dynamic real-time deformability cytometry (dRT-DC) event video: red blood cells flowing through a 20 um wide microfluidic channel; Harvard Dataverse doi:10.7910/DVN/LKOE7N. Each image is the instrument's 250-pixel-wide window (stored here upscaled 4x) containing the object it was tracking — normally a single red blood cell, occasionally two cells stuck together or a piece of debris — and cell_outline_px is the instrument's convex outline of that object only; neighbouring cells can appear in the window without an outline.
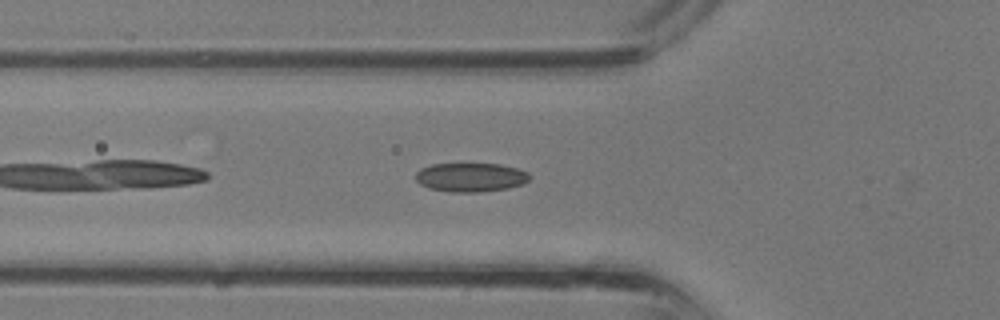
{"species": "common noctule bat (a hibernating species)", "species_latin": "Nyctalus noctula", "temperature_condition": "room temperature", "stored_images_in_passage": 27, "camera_frame_rate_fps": 3000, "um_per_image_px": 0.085, "animal": {"sex": "male", "body_mass_g": 13.3}, "frame": {"image": 1, "passage_image": 3, "time_ms": 0.667, "image_size_px": [1000, 320], "cell_outline_px": [[528, 180], [524, 184], [508, 188], [480, 192], [448, 192], [428, 188], [420, 184], [416, 180], [416, 172], [420, 168], [432, 164], [500, 164], [516, 168], [528, 172]], "centroid_in_image_um": [39.98, 15.07], "position_along_channel_um": 85.8, "area_um2": 19.25}}
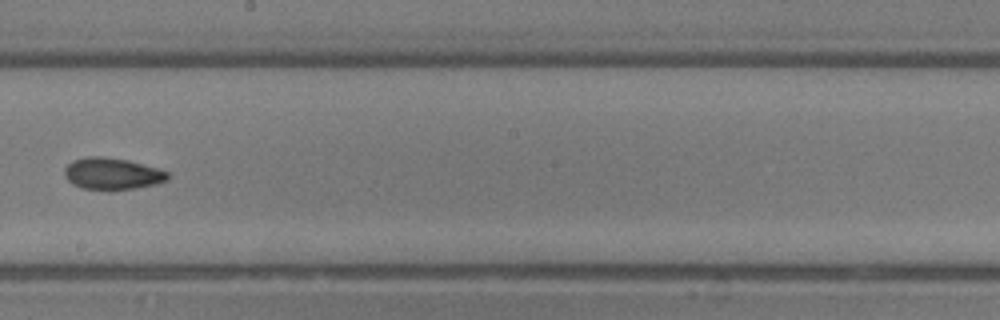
{"frame": {"image": 2, "passage_image": 11, "time_ms": 3.333, "image_size_px": [1000, 320], "cell_outline_px": [[168, 180], [156, 184], [108, 192], [84, 188], [72, 184], [64, 176], [64, 168], [72, 160], [88, 156], [100, 156], [128, 160], [156, 168], [168, 172]], "centroid_in_image_um": [9.49, 14.78], "position_along_channel_um": 238.7, "area_um2": 19.31}}
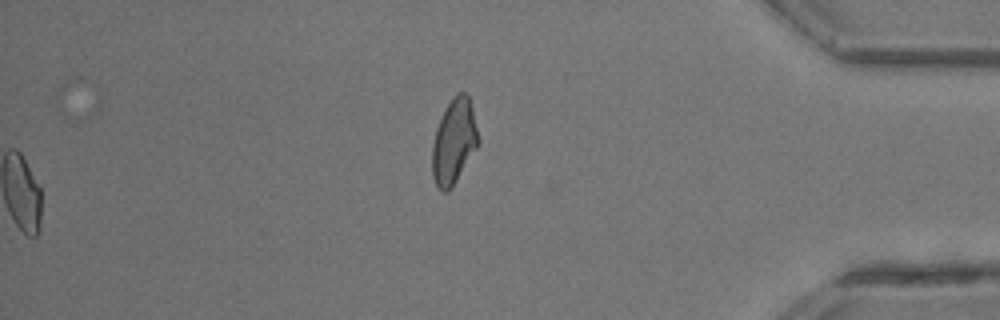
{"frame": {"image": 3, "passage_image": 27, "time_ms": 8.667, "image_size_px": [1000, 320], "cell_outline_px": [[480, 144], [456, 180], [444, 192], [436, 184], [432, 176], [432, 144], [436, 128], [452, 96], [456, 92], [464, 92], [468, 96], [472, 108], [480, 140]], "centroid_in_image_um": [38.6, 11.99], "position_along_channel_um": 396.6, "area_um2": 22.54}}